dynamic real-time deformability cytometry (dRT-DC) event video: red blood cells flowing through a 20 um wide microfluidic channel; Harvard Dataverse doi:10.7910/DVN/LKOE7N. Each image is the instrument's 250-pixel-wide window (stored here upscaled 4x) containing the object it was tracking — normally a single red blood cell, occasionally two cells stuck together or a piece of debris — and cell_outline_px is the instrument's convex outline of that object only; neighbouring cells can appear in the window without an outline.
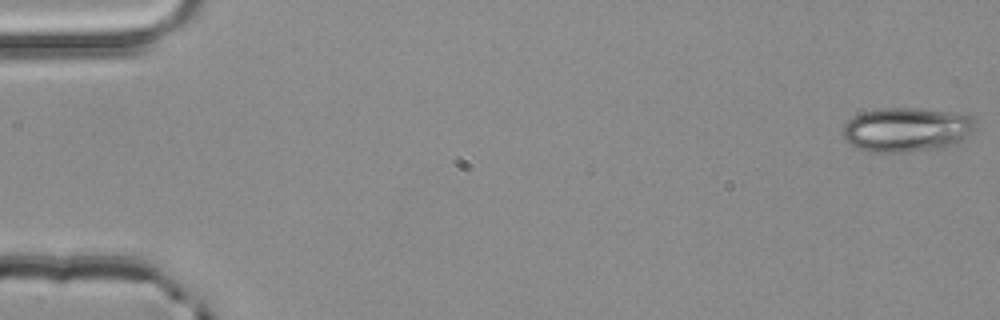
{"species": "common noctule bat (a hibernating species)", "species_latin": "Nyctalus noctula", "temperature_condition": "room temperature", "stored_images_in_passage": 2, "camera_frame_rate_fps": 3000, "um_per_image_px": 0.085, "animal": {"sex": "male", "body_mass_g": 20.4}, "frame": {"image": 1, "passage_image": 1, "time_ms": 0.0, "image_size_px": [1000, 320], "cell_outline_px": [[976, 124], [972, 132], [956, 144], [944, 148], [908, 152], [868, 152], [856, 148], [840, 136], [840, 132], [844, 124], [848, 120], [864, 112], [880, 108], [920, 108], [968, 112], [972, 116]], "centroid_in_image_um": [77.09, 11.01], "position_along_channel_um": 7.9, "area_um2": 35.2}}